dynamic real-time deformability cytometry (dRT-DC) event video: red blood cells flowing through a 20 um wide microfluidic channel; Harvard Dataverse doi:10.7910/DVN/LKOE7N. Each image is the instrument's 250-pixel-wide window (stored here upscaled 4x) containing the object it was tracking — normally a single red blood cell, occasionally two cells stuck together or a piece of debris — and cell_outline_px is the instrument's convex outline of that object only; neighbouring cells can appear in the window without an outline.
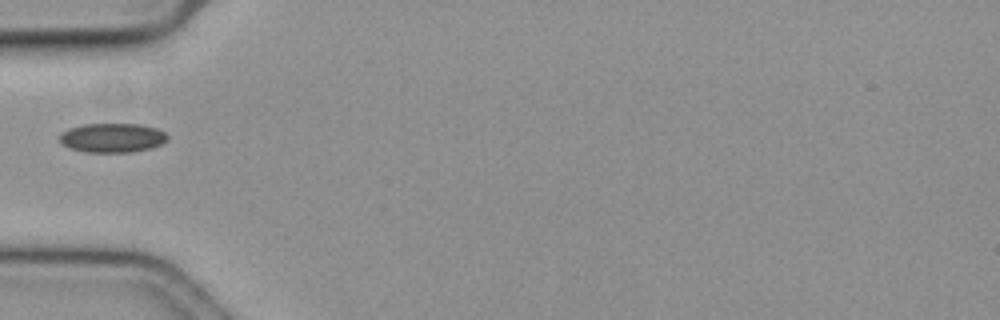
{"species": "common noctule bat (a hibernating species)", "species_latin": "Nyctalus noctula", "temperature_condition": "cold", "stored_images_in_passage": 36, "camera_frame_rate_fps": 3000, "um_per_image_px": 0.085, "animal": {"sex": "female", "body_mass_g": 19.3, "forearm_length_mm": 54.1}, "frame": {"image": 1, "passage_image": 1, "time_ms": 0.0, "image_size_px": [1000, 320], "cell_outline_px": [[168, 140], [152, 148], [132, 152], [84, 152], [68, 148], [60, 144], [60, 132], [68, 128], [84, 124], [140, 124], [156, 128], [164, 132], [168, 136]], "centroid_in_image_um": [9.51, 11.71], "position_along_channel_um": 75.5, "area_um2": 18.61}}